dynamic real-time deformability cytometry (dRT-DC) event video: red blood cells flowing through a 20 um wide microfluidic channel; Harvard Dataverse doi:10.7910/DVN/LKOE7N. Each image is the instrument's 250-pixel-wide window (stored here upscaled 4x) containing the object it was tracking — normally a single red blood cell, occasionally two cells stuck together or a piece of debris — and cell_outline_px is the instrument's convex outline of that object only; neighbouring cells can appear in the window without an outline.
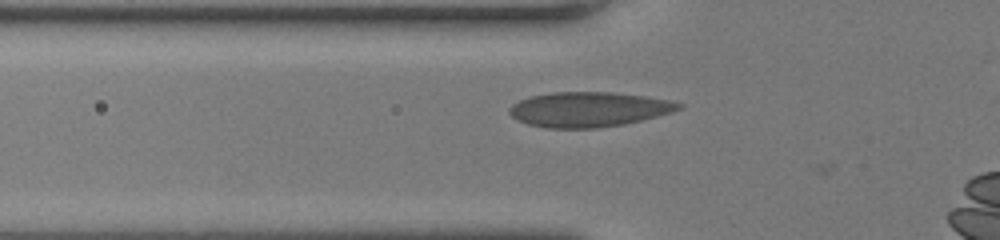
{"species": "human", "species_latin": "Homo sapiens", "temperature_condition": "room temperature", "stored_images_in_passage": 30, "camera_frame_rate_fps": 3000, "um_per_image_px": 0.085, "donor": {"sex": "female"}, "frame": {"image": 1, "passage_image": 3, "time_ms": 0.667, "image_size_px": [1000, 240], "cell_outline_px": [[684, 104], [680, 108], [672, 112], [624, 124], [600, 128], [548, 128], [528, 124], [516, 120], [508, 112], [508, 108], [512, 104], [520, 100], [532, 96], [552, 92], [612, 92], [644, 96], [668, 100]], "centroid_in_image_um": [50.0, 9.3], "position_along_channel_um": 75.8, "area_um2": 34.33}}
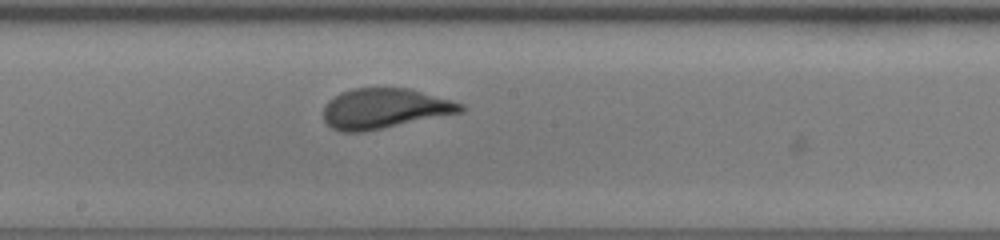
{"frame": {"image": 2, "passage_image": 13, "time_ms": 4.0, "image_size_px": [1000, 240], "cell_outline_px": [[464, 112], [364, 132], [340, 132], [332, 128], [324, 120], [324, 104], [328, 100], [340, 92], [352, 88], [408, 88], [464, 104]], "centroid_in_image_um": [32.66, 9.23], "position_along_channel_um": 215.5, "area_um2": 32.19}}
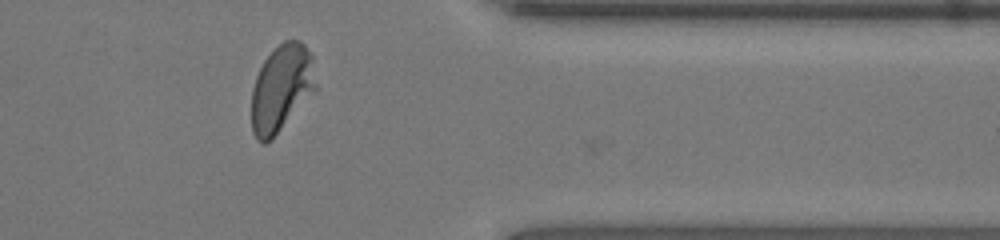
{"frame": {"image": 3, "passage_image": 26, "time_ms": 8.333, "image_size_px": [1000, 240], "cell_outline_px": [[316, 88], [272, 140], [268, 144], [260, 144], [256, 140], [252, 132], [252, 88], [256, 76], [264, 60], [284, 40], [300, 40], [304, 44], [312, 56], [316, 84]], "centroid_in_image_um": [23.9, 7.53], "position_along_channel_um": 387.5, "area_um2": 32.43}}